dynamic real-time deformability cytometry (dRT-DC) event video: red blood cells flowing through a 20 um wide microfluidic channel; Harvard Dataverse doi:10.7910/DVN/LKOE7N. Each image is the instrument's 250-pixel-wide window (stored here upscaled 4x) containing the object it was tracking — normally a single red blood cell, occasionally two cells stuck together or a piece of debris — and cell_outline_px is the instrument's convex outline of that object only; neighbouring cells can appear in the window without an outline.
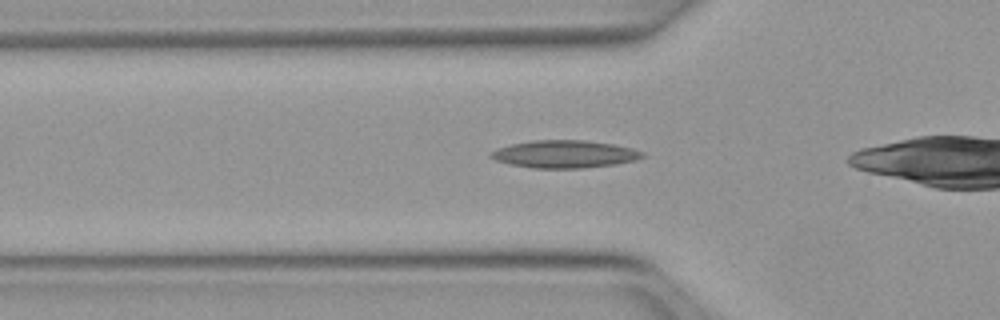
{"species": "Egyptian fruit bat (a non-hibernating species)", "species_latin": "Rousettus aegyptiacus", "temperature_condition": "warm", "stored_images_in_passage": 33, "camera_frame_rate_fps": 3000, "um_per_image_px": 0.085, "animal": {"sex": "female"}, "frame": {"image": 1, "passage_image": 8, "time_ms": 2.333, "image_size_px": [1000, 320], "cell_outline_px": [[644, 156], [636, 160], [616, 164], [580, 168], [532, 168], [512, 164], [496, 160], [488, 156], [492, 152], [500, 148], [512, 144], [532, 140], [584, 140], [612, 144], [632, 148], [644, 152]], "centroid_in_image_um": [48.02, 13.1], "position_along_channel_um": 77.8, "area_um2": 24.1}}
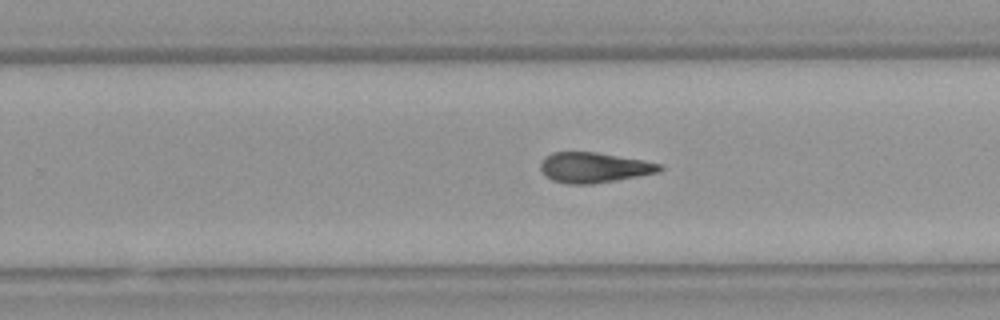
{"frame": {"image": 2, "passage_image": 23, "time_ms": 7.333, "image_size_px": [1000, 320], "cell_outline_px": [[664, 168], [660, 172], [616, 180], [592, 184], [568, 184], [552, 180], [540, 168], [540, 164], [544, 156], [552, 152], [596, 152], [644, 160], [660, 164]], "centroid_in_image_um": [50.5, 14.23], "position_along_channel_um": 279.3, "area_um2": 20.98}}
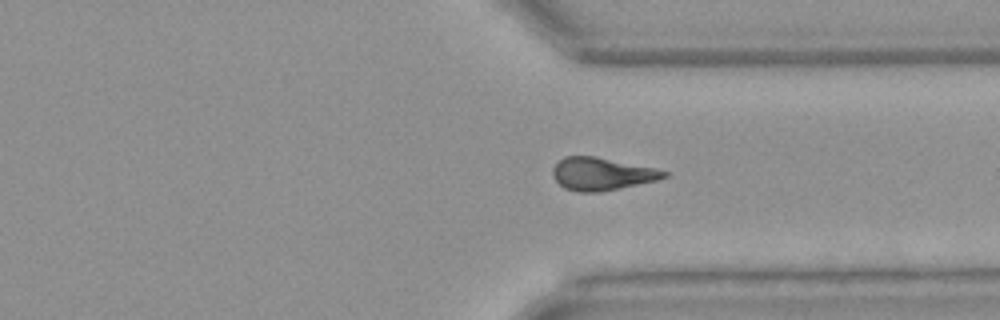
{"frame": {"image": 3, "passage_image": 29, "time_ms": 9.333, "image_size_px": [1000, 320], "cell_outline_px": [[668, 176], [656, 180], [620, 188], [600, 192], [576, 192], [564, 188], [552, 176], [552, 168], [564, 156], [596, 156], [652, 168], [668, 172]], "centroid_in_image_um": [51.1, 14.79], "position_along_channel_um": 360.3, "area_um2": 20.98}}